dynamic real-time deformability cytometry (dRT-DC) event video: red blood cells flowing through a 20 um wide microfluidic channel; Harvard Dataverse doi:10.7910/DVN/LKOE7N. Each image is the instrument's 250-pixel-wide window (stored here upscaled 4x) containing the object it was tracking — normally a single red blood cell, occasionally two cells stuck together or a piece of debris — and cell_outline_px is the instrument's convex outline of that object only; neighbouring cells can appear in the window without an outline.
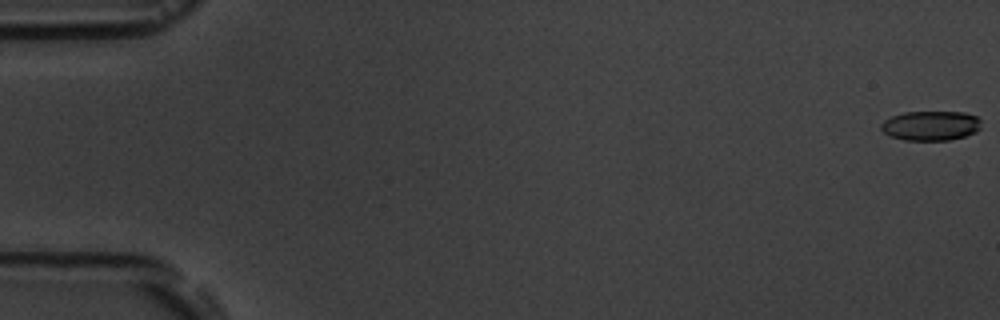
{"species": "common noctule bat (a hibernating species)", "species_latin": "Nyctalus noctula", "temperature_condition": "room temperature", "stored_images_in_passage": 5, "camera_frame_rate_fps": 3000, "um_per_image_px": 0.085, "animal": {"sex": "male", "body_mass_g": 19.5, "forearm_length_mm": 54.6}, "frame": {"image": 1, "passage_image": 1, "time_ms": 0.0, "image_size_px": [1000, 320], "cell_outline_px": [[980, 128], [976, 132], [964, 136], [948, 140], [904, 140], [892, 136], [884, 132], [880, 128], [880, 124], [884, 120], [892, 116], [904, 112], [964, 112], [976, 116], [980, 120]], "centroid_in_image_um": [79.11, 10.68], "position_along_channel_um": 5.9, "area_um2": 17.22}}
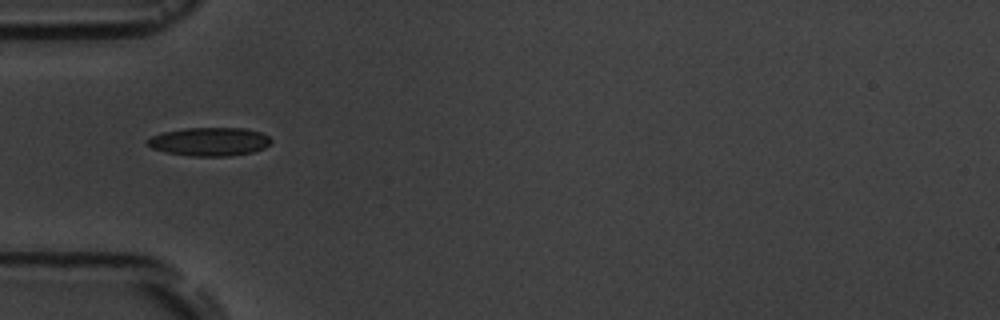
{"frame": {"image": 2, "passage_image": 5, "time_ms": 6.0, "image_size_px": [1000, 320], "cell_outline_px": [[272, 144], [264, 148], [252, 152], [228, 156], [192, 156], [164, 152], [152, 148], [144, 140], [152, 136], [164, 132], [184, 128], [244, 128], [260, 132], [268, 136], [272, 140]], "centroid_in_image_um": [17.81, 12.04], "position_along_channel_um": 67.2, "area_um2": 20.58}}